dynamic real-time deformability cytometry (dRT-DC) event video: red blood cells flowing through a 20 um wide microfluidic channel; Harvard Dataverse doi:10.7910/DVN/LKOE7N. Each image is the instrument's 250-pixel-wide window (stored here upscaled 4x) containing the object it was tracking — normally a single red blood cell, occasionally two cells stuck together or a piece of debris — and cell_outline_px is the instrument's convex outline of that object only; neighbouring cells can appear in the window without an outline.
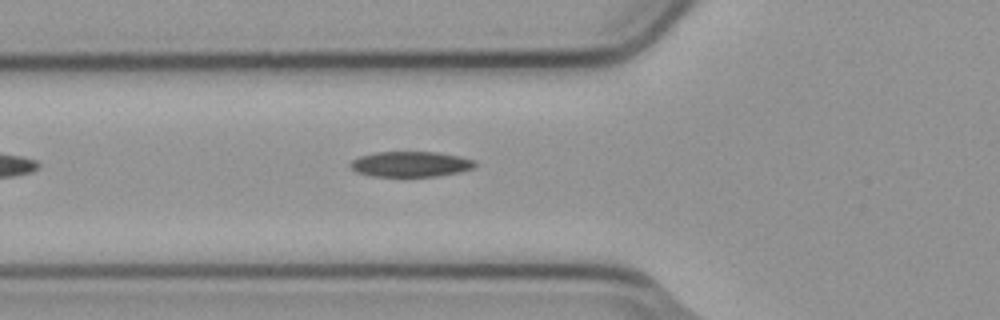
{"species": "common noctule bat (a hibernating species)", "species_latin": "Nyctalus noctula", "temperature_condition": "cold", "stored_images_in_passage": 5, "camera_frame_rate_fps": 3000, "um_per_image_px": 0.085, "animal": {"sex": "male", "body_mass_g": 23.1, "forearm_length_mm": 52.7}, "frame": {"image": 1, "passage_image": 5, "time_ms": 1.333, "image_size_px": [1000, 320], "cell_outline_px": [[476, 164], [472, 168], [460, 172], [436, 176], [372, 176], [356, 172], [348, 164], [352, 160], [360, 156], [376, 152], [436, 152], [476, 160]], "centroid_in_image_um": [34.88, 13.95], "position_along_channel_um": 90.9, "area_um2": 18.32}}